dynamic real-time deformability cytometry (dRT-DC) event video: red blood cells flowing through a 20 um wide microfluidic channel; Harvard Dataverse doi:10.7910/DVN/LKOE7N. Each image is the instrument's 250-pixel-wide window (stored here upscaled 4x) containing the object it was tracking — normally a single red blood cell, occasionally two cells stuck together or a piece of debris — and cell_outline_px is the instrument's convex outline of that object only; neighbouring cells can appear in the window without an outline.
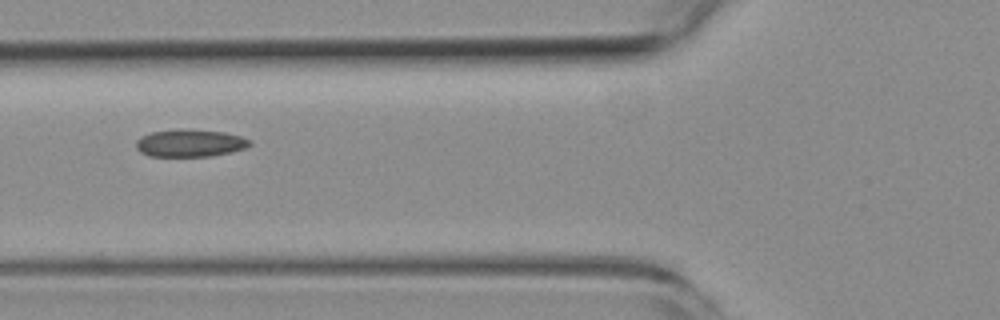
{"species": "common noctule bat (a hibernating species)", "species_latin": "Nyctalus noctula", "temperature_condition": "room temperature", "stored_images_in_passage": 5, "camera_frame_rate_fps": 3000, "um_per_image_px": 0.085, "animal": {"sex": "female", "body_mass_g": 19.3, "forearm_length_mm": 54.1}, "frame": {"image": 1, "passage_image": 3, "time_ms": 2.0, "image_size_px": [1000, 320], "cell_outline_px": [[252, 144], [244, 148], [232, 152], [212, 156], [152, 156], [140, 152], [136, 148], [136, 140], [140, 136], [152, 132], [176, 128], [180, 128], [224, 132], [240, 136], [252, 140]], "centroid_in_image_um": [16.15, 12.15], "position_along_channel_um": 109.7, "area_um2": 18.38}}
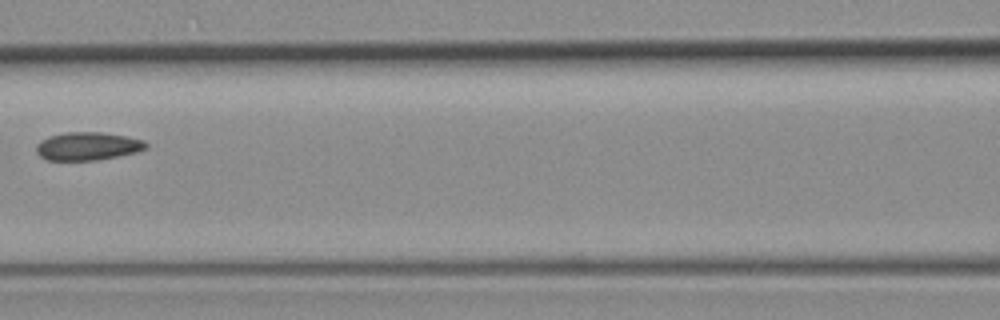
{"frame": {"image": 2, "passage_image": 4, "time_ms": 3.333, "image_size_px": [1000, 320], "cell_outline_px": [[148, 148], [136, 152], [96, 160], [48, 160], [40, 156], [36, 152], [36, 144], [40, 140], [48, 136], [64, 132], [104, 132], [128, 136], [144, 140], [148, 144]], "centroid_in_image_um": [7.45, 12.41], "position_along_channel_um": 159.2, "area_um2": 18.15}}
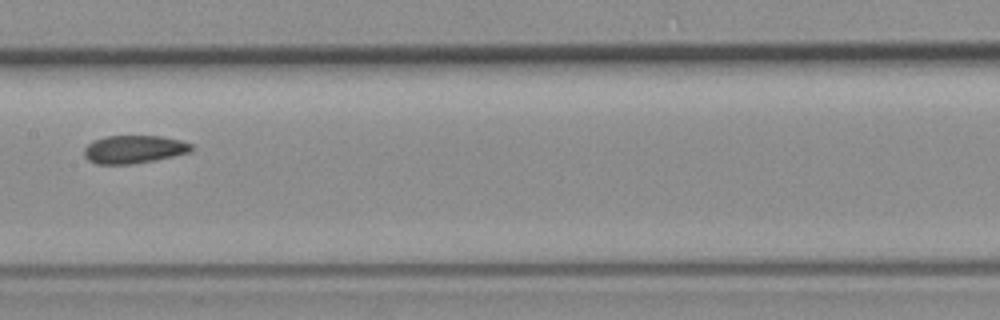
{"frame": {"image": 3, "passage_image": 5, "time_ms": 4.333, "image_size_px": [1000, 320], "cell_outline_px": [[192, 148], [188, 152], [156, 160], [132, 164], [96, 164], [88, 160], [84, 156], [84, 148], [92, 140], [108, 136], [160, 136], [180, 140], [192, 144]], "centroid_in_image_um": [11.34, 12.69], "position_along_channel_um": 196.1, "area_um2": 17.46}}